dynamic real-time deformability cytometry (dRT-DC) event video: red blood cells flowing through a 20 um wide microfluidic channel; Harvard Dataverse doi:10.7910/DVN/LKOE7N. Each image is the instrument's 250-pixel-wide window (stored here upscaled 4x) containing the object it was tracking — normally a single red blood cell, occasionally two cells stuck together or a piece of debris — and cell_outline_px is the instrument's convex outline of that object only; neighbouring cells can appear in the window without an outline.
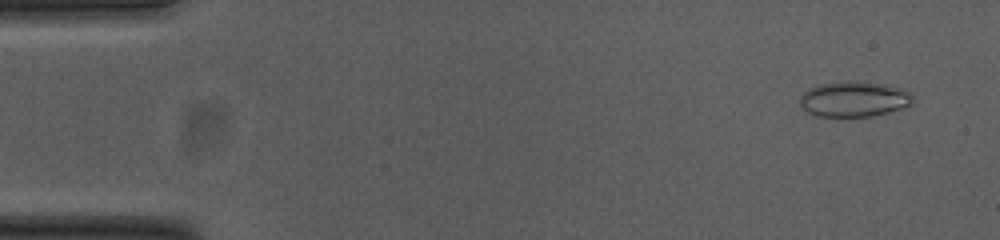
{"species": "common noctule bat (a hibernating species)", "species_latin": "Nyctalus noctula", "temperature_condition": "cold", "stored_images_in_passage": 16, "camera_frame_rate_fps": 3000, "um_per_image_px": 0.085, "animal": {"sex": "female", "body_mass_g": 23.0, "forearm_length_mm": 53.4}, "frame": {"image": 1, "passage_image": 3, "time_ms": 0.667, "image_size_px": [1000, 240], "cell_outline_px": [[912, 104], [888, 112], [868, 116], [816, 116], [808, 112], [800, 104], [800, 96], [804, 92], [816, 84], [848, 80], [860, 80], [896, 88], [912, 92]], "centroid_in_image_um": [72.54, 8.41], "position_along_channel_um": 12.5, "area_um2": 23.12}}